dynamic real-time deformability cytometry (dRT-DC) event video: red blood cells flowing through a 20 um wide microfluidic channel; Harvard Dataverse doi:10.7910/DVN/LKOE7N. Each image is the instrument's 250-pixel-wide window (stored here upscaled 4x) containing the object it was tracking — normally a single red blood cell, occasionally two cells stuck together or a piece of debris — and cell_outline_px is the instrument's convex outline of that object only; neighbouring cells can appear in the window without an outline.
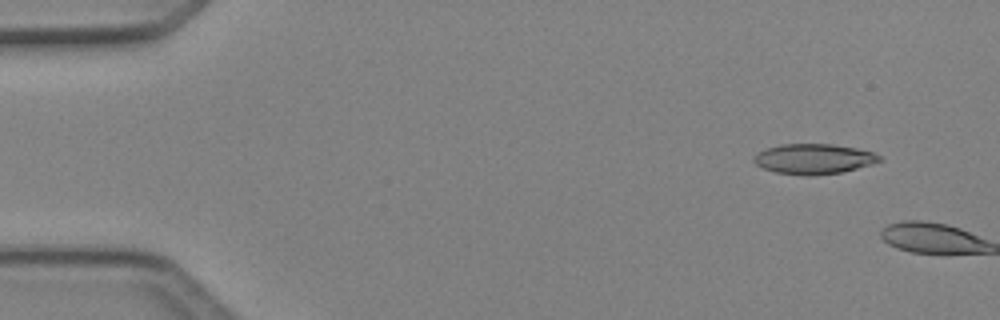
{"species": "Egyptian fruit bat (a non-hibernating species)", "species_latin": "Rousettus aegyptiacus", "temperature_condition": "cold", "stored_images_in_passage": 2, "camera_frame_rate_fps": 3000, "um_per_image_px": 0.085, "animal": {"sex": "female"}, "frame": {"image": 1, "passage_image": 1, "time_ms": 0.0, "image_size_px": [1000, 320], "cell_outline_px": [[884, 160], [872, 164], [840, 172], [808, 176], [804, 176], [776, 172], [764, 168], [756, 164], [752, 160], [756, 152], [780, 144], [832, 144], [856, 148], [872, 152], [880, 156]], "centroid_in_image_um": [69.15, 13.5], "position_along_channel_um": 15.8, "area_um2": 22.02}}